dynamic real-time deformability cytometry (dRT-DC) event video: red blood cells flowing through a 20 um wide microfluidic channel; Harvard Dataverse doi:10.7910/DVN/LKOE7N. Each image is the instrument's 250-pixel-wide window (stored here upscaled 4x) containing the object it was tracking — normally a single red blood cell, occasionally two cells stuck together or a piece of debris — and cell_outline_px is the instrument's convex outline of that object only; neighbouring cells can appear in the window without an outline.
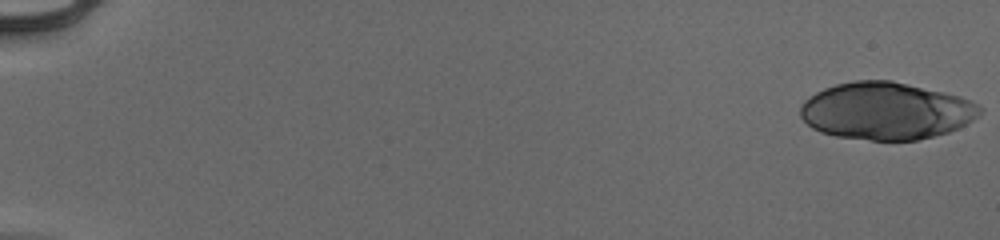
{"species": "human", "species_latin": "Homo sapiens", "temperature_condition": "cold", "stored_images_in_passage": 53, "camera_frame_rate_fps": 3000, "um_per_image_px": 0.085, "donor": {"sex": "male"}, "frame": {"image": 1, "passage_image": 1, "time_ms": 0.0, "image_size_px": [1000, 240], "cell_outline_px": [[984, 108], [972, 120], [948, 132], [916, 140], [872, 140], [836, 136], [820, 132], [812, 128], [800, 116], [800, 108], [804, 100], [816, 92], [824, 88], [836, 84], [856, 80], [892, 80], [960, 96]], "centroid_in_image_um": [75.28, 9.42], "position_along_channel_um": 9.7, "area_um2": 59.59}}
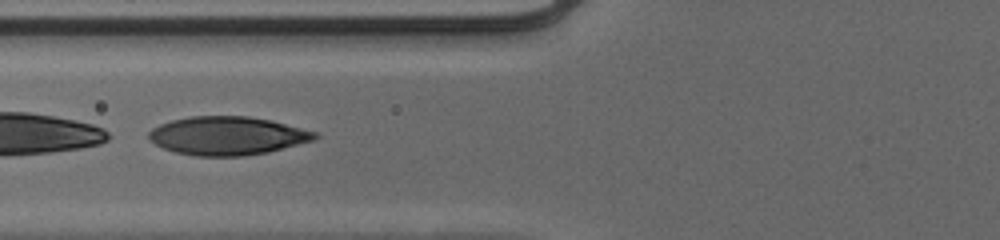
{"frame": {"image": 2, "passage_image": 24, "time_ms": 7.667, "image_size_px": [1000, 240], "cell_outline_px": [[320, 136], [312, 140], [268, 152], [244, 156], [196, 156], [176, 152], [164, 148], [148, 140], [148, 132], [152, 128], [160, 124], [172, 120], [192, 116], [248, 116], [272, 120], [320, 132]], "centroid_in_image_um": [19.34, 11.53], "position_along_channel_um": 106.5, "area_um2": 37.34}}
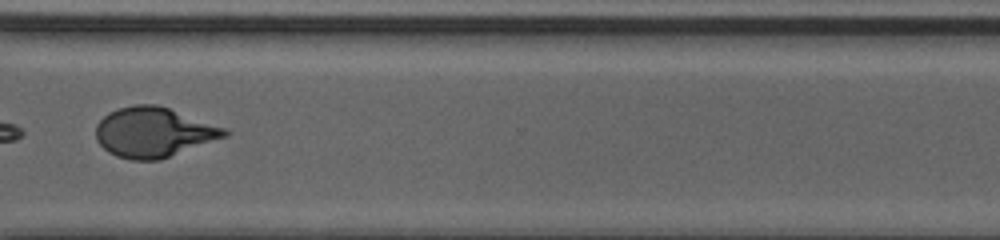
{"frame": {"image": 3, "passage_image": 43, "time_ms": 14.0, "image_size_px": [1000, 240], "cell_outline_px": [[228, 136], [160, 160], [132, 160], [116, 156], [108, 152], [96, 140], [96, 124], [108, 112], [120, 108], [136, 104], [156, 104], [168, 108], [224, 128], [228, 132]], "centroid_in_image_um": [13.02, 11.25], "position_along_channel_um": 357.6, "area_um2": 37.17}}